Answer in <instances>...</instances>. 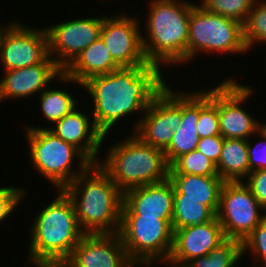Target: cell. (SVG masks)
Segmentation results:
<instances>
[{"label": "cell", "instance_id": "d6986e66", "mask_svg": "<svg viewBox=\"0 0 266 267\" xmlns=\"http://www.w3.org/2000/svg\"><path fill=\"white\" fill-rule=\"evenodd\" d=\"M76 107L71 113L47 127L56 136L78 148L92 163H98L97 155L101 150L104 135L97 129L93 120Z\"/></svg>", "mask_w": 266, "mask_h": 267}, {"label": "cell", "instance_id": "ba28073f", "mask_svg": "<svg viewBox=\"0 0 266 267\" xmlns=\"http://www.w3.org/2000/svg\"><path fill=\"white\" fill-rule=\"evenodd\" d=\"M119 236L133 263H157L169 259L174 231L172 219L121 215Z\"/></svg>", "mask_w": 266, "mask_h": 267}, {"label": "cell", "instance_id": "7a4b0ae2", "mask_svg": "<svg viewBox=\"0 0 266 267\" xmlns=\"http://www.w3.org/2000/svg\"><path fill=\"white\" fill-rule=\"evenodd\" d=\"M63 190L85 234L119 233L123 193L98 163H91Z\"/></svg>", "mask_w": 266, "mask_h": 267}, {"label": "cell", "instance_id": "cb8c5ba5", "mask_svg": "<svg viewBox=\"0 0 266 267\" xmlns=\"http://www.w3.org/2000/svg\"><path fill=\"white\" fill-rule=\"evenodd\" d=\"M217 214L196 199H173L172 229L210 222Z\"/></svg>", "mask_w": 266, "mask_h": 267}, {"label": "cell", "instance_id": "74e56055", "mask_svg": "<svg viewBox=\"0 0 266 267\" xmlns=\"http://www.w3.org/2000/svg\"><path fill=\"white\" fill-rule=\"evenodd\" d=\"M145 265L146 264V267H148V266H150V265H152V264H150V263H132L130 266H128V267H136V265H137V267H138V265Z\"/></svg>", "mask_w": 266, "mask_h": 267}, {"label": "cell", "instance_id": "5bb4252c", "mask_svg": "<svg viewBox=\"0 0 266 267\" xmlns=\"http://www.w3.org/2000/svg\"><path fill=\"white\" fill-rule=\"evenodd\" d=\"M139 24L137 17L125 14L110 18L105 16L103 19L100 38L120 67L149 65L143 51V34Z\"/></svg>", "mask_w": 266, "mask_h": 267}, {"label": "cell", "instance_id": "4fadbf2b", "mask_svg": "<svg viewBox=\"0 0 266 267\" xmlns=\"http://www.w3.org/2000/svg\"><path fill=\"white\" fill-rule=\"evenodd\" d=\"M252 93V86L238 84L230 78L218 84V116L223 138L248 140L259 131L260 122L241 107Z\"/></svg>", "mask_w": 266, "mask_h": 267}, {"label": "cell", "instance_id": "30bf717a", "mask_svg": "<svg viewBox=\"0 0 266 267\" xmlns=\"http://www.w3.org/2000/svg\"><path fill=\"white\" fill-rule=\"evenodd\" d=\"M166 84L135 124V135L144 143L165 151L182 122V93Z\"/></svg>", "mask_w": 266, "mask_h": 267}, {"label": "cell", "instance_id": "4316f807", "mask_svg": "<svg viewBox=\"0 0 266 267\" xmlns=\"http://www.w3.org/2000/svg\"><path fill=\"white\" fill-rule=\"evenodd\" d=\"M40 102L43 116L52 124L71 113L77 106V100L69 91L56 88L43 90L40 93Z\"/></svg>", "mask_w": 266, "mask_h": 267}, {"label": "cell", "instance_id": "d590c367", "mask_svg": "<svg viewBox=\"0 0 266 267\" xmlns=\"http://www.w3.org/2000/svg\"><path fill=\"white\" fill-rule=\"evenodd\" d=\"M163 263H167L169 264L171 267H190L189 264H182V263H178V262H175L173 260H170V259H167L165 261H163Z\"/></svg>", "mask_w": 266, "mask_h": 267}, {"label": "cell", "instance_id": "3957f363", "mask_svg": "<svg viewBox=\"0 0 266 267\" xmlns=\"http://www.w3.org/2000/svg\"><path fill=\"white\" fill-rule=\"evenodd\" d=\"M41 210L31 227L29 263L35 267H60L85 235L71 198L63 189Z\"/></svg>", "mask_w": 266, "mask_h": 267}, {"label": "cell", "instance_id": "8992f818", "mask_svg": "<svg viewBox=\"0 0 266 267\" xmlns=\"http://www.w3.org/2000/svg\"><path fill=\"white\" fill-rule=\"evenodd\" d=\"M31 162L38 172L54 184L56 190L72 183L92 162L74 145L65 142L48 128L26 127ZM74 158L79 167L72 171Z\"/></svg>", "mask_w": 266, "mask_h": 267}, {"label": "cell", "instance_id": "44dd1931", "mask_svg": "<svg viewBox=\"0 0 266 267\" xmlns=\"http://www.w3.org/2000/svg\"><path fill=\"white\" fill-rule=\"evenodd\" d=\"M199 118V91L182 93V122L173 133V139L164 151L170 166L178 157L197 148L199 136L197 121Z\"/></svg>", "mask_w": 266, "mask_h": 267}, {"label": "cell", "instance_id": "e575fe53", "mask_svg": "<svg viewBox=\"0 0 266 267\" xmlns=\"http://www.w3.org/2000/svg\"><path fill=\"white\" fill-rule=\"evenodd\" d=\"M224 138L222 136H211L200 138L196 150L208 157L216 165L220 158Z\"/></svg>", "mask_w": 266, "mask_h": 267}, {"label": "cell", "instance_id": "d6a6232c", "mask_svg": "<svg viewBox=\"0 0 266 267\" xmlns=\"http://www.w3.org/2000/svg\"><path fill=\"white\" fill-rule=\"evenodd\" d=\"M244 184L266 212V170L251 171Z\"/></svg>", "mask_w": 266, "mask_h": 267}, {"label": "cell", "instance_id": "e0dca14e", "mask_svg": "<svg viewBox=\"0 0 266 267\" xmlns=\"http://www.w3.org/2000/svg\"><path fill=\"white\" fill-rule=\"evenodd\" d=\"M174 186L166 181L132 188L123 193L121 215L172 219Z\"/></svg>", "mask_w": 266, "mask_h": 267}, {"label": "cell", "instance_id": "83f0119b", "mask_svg": "<svg viewBox=\"0 0 266 267\" xmlns=\"http://www.w3.org/2000/svg\"><path fill=\"white\" fill-rule=\"evenodd\" d=\"M169 174L218 176L216 164L196 149L178 157L170 165Z\"/></svg>", "mask_w": 266, "mask_h": 267}, {"label": "cell", "instance_id": "52a82bcc", "mask_svg": "<svg viewBox=\"0 0 266 267\" xmlns=\"http://www.w3.org/2000/svg\"><path fill=\"white\" fill-rule=\"evenodd\" d=\"M219 51L228 54L248 52L243 40V24L195 4L189 17L187 62L197 53Z\"/></svg>", "mask_w": 266, "mask_h": 267}, {"label": "cell", "instance_id": "2e32d148", "mask_svg": "<svg viewBox=\"0 0 266 267\" xmlns=\"http://www.w3.org/2000/svg\"><path fill=\"white\" fill-rule=\"evenodd\" d=\"M173 231V247L169 259L182 264L206 256L226 239L217 217L210 222Z\"/></svg>", "mask_w": 266, "mask_h": 267}, {"label": "cell", "instance_id": "8fae6325", "mask_svg": "<svg viewBox=\"0 0 266 267\" xmlns=\"http://www.w3.org/2000/svg\"><path fill=\"white\" fill-rule=\"evenodd\" d=\"M30 28L17 21L0 31V62L4 71L31 67L49 56L46 28Z\"/></svg>", "mask_w": 266, "mask_h": 267}, {"label": "cell", "instance_id": "4dcf8cb0", "mask_svg": "<svg viewBox=\"0 0 266 267\" xmlns=\"http://www.w3.org/2000/svg\"><path fill=\"white\" fill-rule=\"evenodd\" d=\"M247 251L255 255V261L266 267V217L242 241V255Z\"/></svg>", "mask_w": 266, "mask_h": 267}, {"label": "cell", "instance_id": "6da1fadb", "mask_svg": "<svg viewBox=\"0 0 266 267\" xmlns=\"http://www.w3.org/2000/svg\"><path fill=\"white\" fill-rule=\"evenodd\" d=\"M162 76L156 65H138L93 76L82 84L94 102L90 116L104 137L121 118L146 110L166 85Z\"/></svg>", "mask_w": 266, "mask_h": 267}, {"label": "cell", "instance_id": "9c48e42d", "mask_svg": "<svg viewBox=\"0 0 266 267\" xmlns=\"http://www.w3.org/2000/svg\"><path fill=\"white\" fill-rule=\"evenodd\" d=\"M263 210L244 181L222 185L217 219L226 238L242 242L266 217Z\"/></svg>", "mask_w": 266, "mask_h": 267}, {"label": "cell", "instance_id": "5b68a950", "mask_svg": "<svg viewBox=\"0 0 266 267\" xmlns=\"http://www.w3.org/2000/svg\"><path fill=\"white\" fill-rule=\"evenodd\" d=\"M112 146L98 164L122 193L168 179L170 166L163 150L144 143L134 133Z\"/></svg>", "mask_w": 266, "mask_h": 267}, {"label": "cell", "instance_id": "7402d4cb", "mask_svg": "<svg viewBox=\"0 0 266 267\" xmlns=\"http://www.w3.org/2000/svg\"><path fill=\"white\" fill-rule=\"evenodd\" d=\"M174 186L173 199H196L209 206L216 214L219 208L220 191L224 181L219 176L193 174H169Z\"/></svg>", "mask_w": 266, "mask_h": 267}, {"label": "cell", "instance_id": "484cf974", "mask_svg": "<svg viewBox=\"0 0 266 267\" xmlns=\"http://www.w3.org/2000/svg\"><path fill=\"white\" fill-rule=\"evenodd\" d=\"M242 242L226 238L206 256L194 258L190 267H234L242 257Z\"/></svg>", "mask_w": 266, "mask_h": 267}, {"label": "cell", "instance_id": "ffe728a7", "mask_svg": "<svg viewBox=\"0 0 266 267\" xmlns=\"http://www.w3.org/2000/svg\"><path fill=\"white\" fill-rule=\"evenodd\" d=\"M119 68L121 67L112 59L106 44L99 37L75 57L58 79L60 82H73L82 86L93 76L105 75Z\"/></svg>", "mask_w": 266, "mask_h": 267}, {"label": "cell", "instance_id": "f1b7e54d", "mask_svg": "<svg viewBox=\"0 0 266 267\" xmlns=\"http://www.w3.org/2000/svg\"><path fill=\"white\" fill-rule=\"evenodd\" d=\"M243 40L247 50L254 43H266V0H256L243 24Z\"/></svg>", "mask_w": 266, "mask_h": 267}, {"label": "cell", "instance_id": "277c9868", "mask_svg": "<svg viewBox=\"0 0 266 267\" xmlns=\"http://www.w3.org/2000/svg\"><path fill=\"white\" fill-rule=\"evenodd\" d=\"M149 3L147 38L141 36L147 62L159 68L163 64L186 63L189 17L195 4L184 0H152Z\"/></svg>", "mask_w": 266, "mask_h": 267}, {"label": "cell", "instance_id": "f546056e", "mask_svg": "<svg viewBox=\"0 0 266 267\" xmlns=\"http://www.w3.org/2000/svg\"><path fill=\"white\" fill-rule=\"evenodd\" d=\"M256 0H201L206 11L244 24Z\"/></svg>", "mask_w": 266, "mask_h": 267}, {"label": "cell", "instance_id": "9a60e30c", "mask_svg": "<svg viewBox=\"0 0 266 267\" xmlns=\"http://www.w3.org/2000/svg\"><path fill=\"white\" fill-rule=\"evenodd\" d=\"M132 263L118 233L85 234L60 267H128Z\"/></svg>", "mask_w": 266, "mask_h": 267}, {"label": "cell", "instance_id": "603a6c76", "mask_svg": "<svg viewBox=\"0 0 266 267\" xmlns=\"http://www.w3.org/2000/svg\"><path fill=\"white\" fill-rule=\"evenodd\" d=\"M216 168L224 182L245 181L250 173L247 140L224 138Z\"/></svg>", "mask_w": 266, "mask_h": 267}, {"label": "cell", "instance_id": "7c38bea8", "mask_svg": "<svg viewBox=\"0 0 266 267\" xmlns=\"http://www.w3.org/2000/svg\"><path fill=\"white\" fill-rule=\"evenodd\" d=\"M103 19L104 16L78 18L46 27L49 56L64 70L78 54L100 37Z\"/></svg>", "mask_w": 266, "mask_h": 267}, {"label": "cell", "instance_id": "ac0fdd59", "mask_svg": "<svg viewBox=\"0 0 266 267\" xmlns=\"http://www.w3.org/2000/svg\"><path fill=\"white\" fill-rule=\"evenodd\" d=\"M63 70L48 56L42 63L5 71L0 80V101L8 98H25L45 90L49 82L58 78Z\"/></svg>", "mask_w": 266, "mask_h": 267}, {"label": "cell", "instance_id": "836d02e7", "mask_svg": "<svg viewBox=\"0 0 266 267\" xmlns=\"http://www.w3.org/2000/svg\"><path fill=\"white\" fill-rule=\"evenodd\" d=\"M257 135L261 141L257 142L254 146L251 145L253 143H251L250 139L247 140L250 172L266 170V136L260 131L257 132Z\"/></svg>", "mask_w": 266, "mask_h": 267}, {"label": "cell", "instance_id": "8d00e7d4", "mask_svg": "<svg viewBox=\"0 0 266 267\" xmlns=\"http://www.w3.org/2000/svg\"><path fill=\"white\" fill-rule=\"evenodd\" d=\"M259 124H261L259 125V131L266 136V123L264 124L259 123Z\"/></svg>", "mask_w": 266, "mask_h": 267}, {"label": "cell", "instance_id": "1f68e13d", "mask_svg": "<svg viewBox=\"0 0 266 267\" xmlns=\"http://www.w3.org/2000/svg\"><path fill=\"white\" fill-rule=\"evenodd\" d=\"M24 189L17 187H0V223L7 219L13 209L23 200L26 195Z\"/></svg>", "mask_w": 266, "mask_h": 267}, {"label": "cell", "instance_id": "d4e9b609", "mask_svg": "<svg viewBox=\"0 0 266 267\" xmlns=\"http://www.w3.org/2000/svg\"><path fill=\"white\" fill-rule=\"evenodd\" d=\"M199 138L221 136L218 116V85L213 89L199 90V118L197 121Z\"/></svg>", "mask_w": 266, "mask_h": 267}]
</instances>
